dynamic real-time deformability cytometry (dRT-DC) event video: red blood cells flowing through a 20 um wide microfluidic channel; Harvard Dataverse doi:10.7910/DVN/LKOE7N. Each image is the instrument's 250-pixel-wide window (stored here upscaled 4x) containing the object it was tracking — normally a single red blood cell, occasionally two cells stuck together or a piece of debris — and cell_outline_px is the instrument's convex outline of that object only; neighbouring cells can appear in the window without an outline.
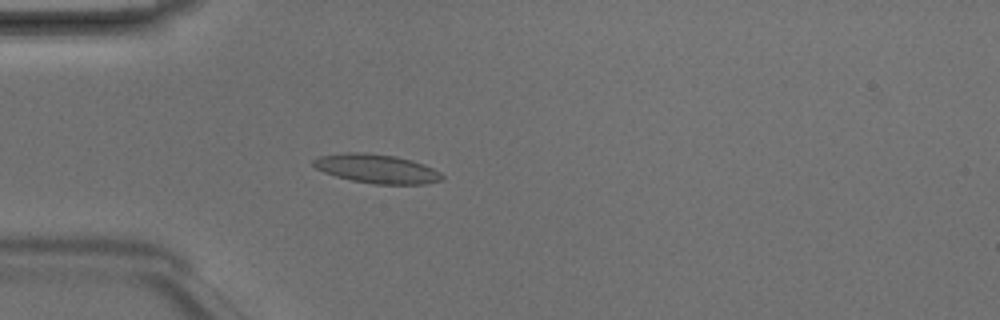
{"species": "Egyptian fruit bat (a non-hibernating species)", "species_latin": "Rousettus aegyptiacus", "temperature_condition": "room temperature", "stored_images_in_passage": 1, "camera_frame_rate_fps": 3000, "um_per_image_px": 0.085, "animal": {"sex": "male"}, "frame": {"image": 1, "passage_image": 1, "time_ms": 0.0, "image_size_px": [1000, 320], "cell_outline_px": [[444, 180], [428, 184], [376, 184], [352, 180], [336, 176], [324, 172], [316, 168], [312, 164], [312, 160], [320, 156], [344, 152], [364, 152], [396, 156], [412, 160], [424, 164], [440, 172], [444, 176]], "centroid_in_image_um": [32.05, 14.34], "position_along_channel_um": 53.0, "area_um2": 21.85}}